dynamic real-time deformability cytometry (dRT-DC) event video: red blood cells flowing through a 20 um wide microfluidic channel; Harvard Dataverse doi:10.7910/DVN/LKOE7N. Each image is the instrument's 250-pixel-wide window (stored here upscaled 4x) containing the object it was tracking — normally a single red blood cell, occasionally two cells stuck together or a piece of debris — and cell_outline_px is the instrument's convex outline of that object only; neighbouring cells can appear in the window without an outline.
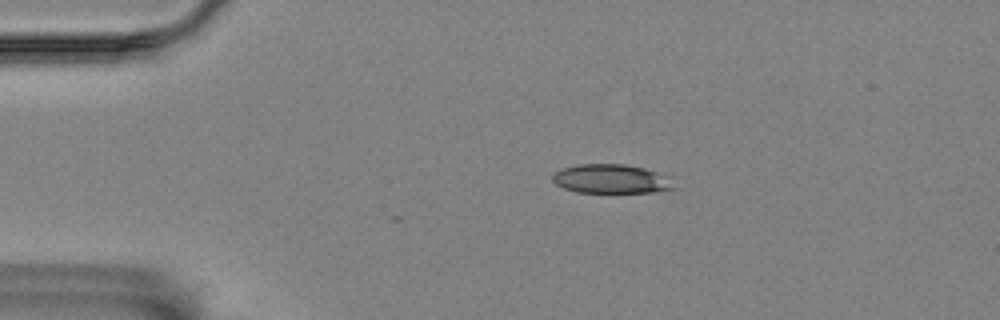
{"species": "Egyptian fruit bat (a non-hibernating species)", "species_latin": "Rousettus aegyptiacus", "temperature_condition": "room temperature", "stored_images_in_passage": 3, "camera_frame_rate_fps": 3000, "um_per_image_px": 0.085, "animal": {"sex": "female"}, "frame": {"image": 1, "passage_image": 1, "time_ms": 0.0, "image_size_px": [1000, 320], "cell_outline_px": [[676, 188], [652, 192], [576, 192], [564, 188], [556, 184], [552, 180], [552, 172], [560, 168], [580, 164], [624, 164], [644, 168], [656, 172]], "centroid_in_image_um": [51.81, 15.2], "position_along_channel_um": 33.2, "area_um2": 20.17}}